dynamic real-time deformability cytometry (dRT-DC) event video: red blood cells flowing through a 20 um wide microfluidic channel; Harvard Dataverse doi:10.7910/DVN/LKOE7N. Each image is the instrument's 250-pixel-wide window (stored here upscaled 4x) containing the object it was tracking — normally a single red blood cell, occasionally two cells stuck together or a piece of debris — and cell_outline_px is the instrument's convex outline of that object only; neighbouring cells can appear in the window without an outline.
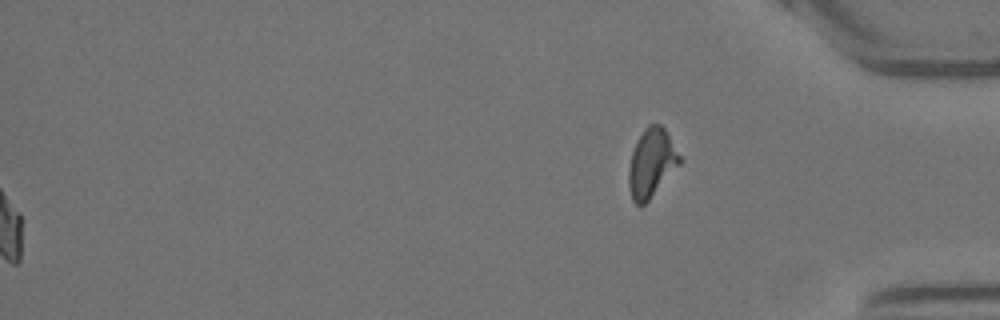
{"species": "Egyptian fruit bat (a non-hibernating species)", "species_latin": "Rousettus aegyptiacus", "temperature_condition": "warm", "stored_images_in_passage": 58, "segment_of_instrument_passage": [2, 2], "camera_frame_rate_fps": 3000, "um_per_image_px": 0.085, "animal": {"sex": "female"}, "frame": {"image": 1, "passage_image": 58, "time_ms": 19.0, "image_size_px": [1000, 320], "cell_outline_px": [[680, 164], [648, 200], [640, 208], [632, 200], [628, 184], [628, 168], [632, 152], [636, 140], [644, 128], [648, 124], [660, 124], [664, 128], [680, 156]], "centroid_in_image_um": [55.34, 13.85], "position_along_channel_um": 379.9, "area_um2": 20.17}}